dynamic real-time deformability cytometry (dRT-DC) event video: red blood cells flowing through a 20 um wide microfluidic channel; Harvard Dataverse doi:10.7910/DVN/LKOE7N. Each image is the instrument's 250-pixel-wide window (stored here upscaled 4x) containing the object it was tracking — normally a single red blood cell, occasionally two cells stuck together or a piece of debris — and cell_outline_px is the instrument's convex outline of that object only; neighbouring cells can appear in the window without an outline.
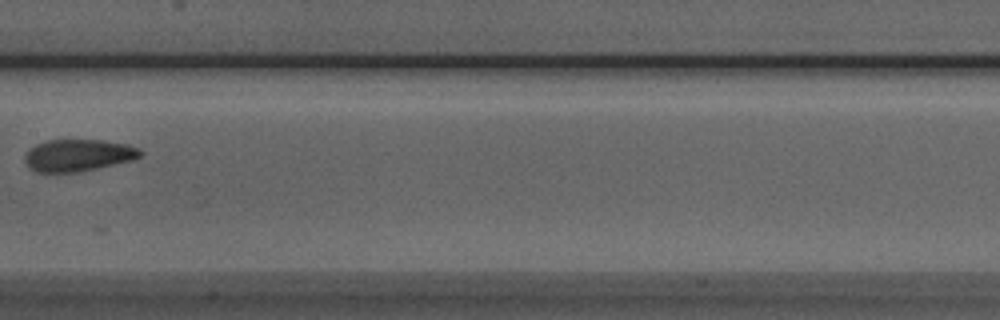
{"species": "Egyptian fruit bat (a non-hibernating species)", "species_latin": "Rousettus aegyptiacus", "temperature_condition": "room temperature", "stored_images_in_passage": 8, "camera_frame_rate_fps": 3000, "um_per_image_px": 0.085, "animal": {"sex": "male"}, "frame": {"image": 1, "passage_image": 7, "time_ms": 8.0, "image_size_px": [1000, 320], "cell_outline_px": [[144, 152], [140, 156], [132, 160], [80, 172], [36, 172], [28, 168], [24, 164], [24, 156], [28, 148], [36, 144], [48, 140], [104, 140], [124, 144], [136, 148]], "centroid_in_image_um": [6.57, 13.2], "position_along_channel_um": 200.8, "area_um2": 21.62}}
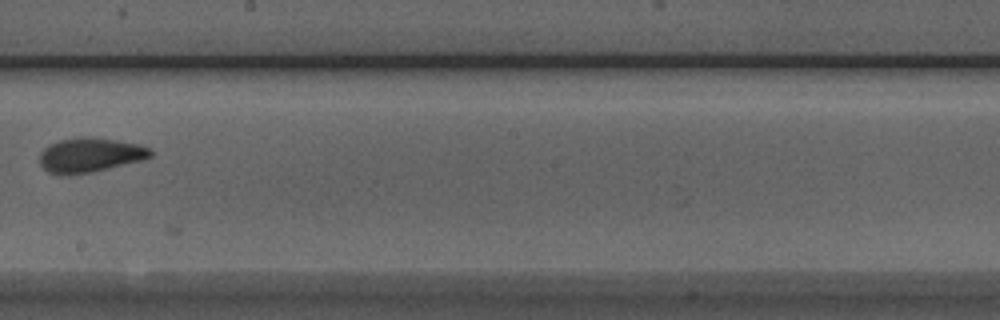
{"frame": {"image": 2, "passage_image": 8, "time_ms": 9.0, "image_size_px": [1000, 320], "cell_outline_px": [[152, 156], [144, 160], [92, 172], [60, 176], [48, 172], [40, 164], [40, 152], [44, 148], [60, 140], [80, 136], [92, 136], [140, 144], [152, 148]], "centroid_in_image_um": [7.68, 13.18], "position_along_channel_um": 240.5, "area_um2": 22.6}}